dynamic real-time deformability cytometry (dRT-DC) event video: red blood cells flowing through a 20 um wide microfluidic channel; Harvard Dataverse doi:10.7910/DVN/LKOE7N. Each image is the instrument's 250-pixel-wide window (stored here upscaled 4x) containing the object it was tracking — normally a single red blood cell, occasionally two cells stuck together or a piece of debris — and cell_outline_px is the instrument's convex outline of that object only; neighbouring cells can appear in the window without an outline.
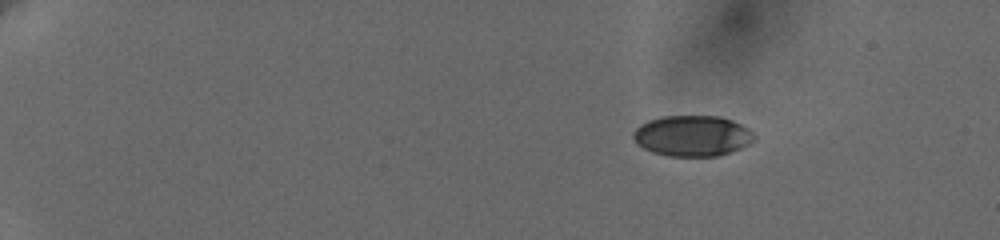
{"species": "human", "species_latin": "Homo sapiens", "temperature_condition": "cold", "stored_images_in_passage": 50, "camera_frame_rate_fps": 3000, "um_per_image_px": 0.085, "donor": {"sex": "female"}, "frame": {"image": 1, "passage_image": 1, "time_ms": 0.0, "image_size_px": [1000, 240], "cell_outline_px": [[756, 140], [740, 148], [720, 156], [668, 156], [652, 152], [636, 144], [632, 136], [632, 132], [640, 124], [648, 120], [664, 116], [720, 116], [732, 120], [748, 128], [756, 136]], "centroid_in_image_um": [58.84, 11.55], "position_along_channel_um": 26.2, "area_um2": 28.96}}
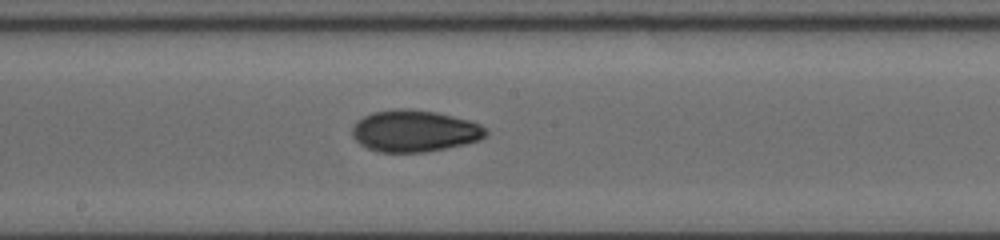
{"frame": {"image": 2, "passage_image": 27, "time_ms": 8.667, "image_size_px": [1000, 240], "cell_outline_px": [[488, 132], [480, 140], [464, 144], [424, 152], [380, 152], [368, 148], [360, 144], [352, 136], [352, 128], [356, 120], [372, 112], [396, 108], [408, 108], [436, 112], [468, 120], [480, 124]], "centroid_in_image_um": [35.2, 11.12], "position_along_channel_um": 213.0, "area_um2": 32.43}}
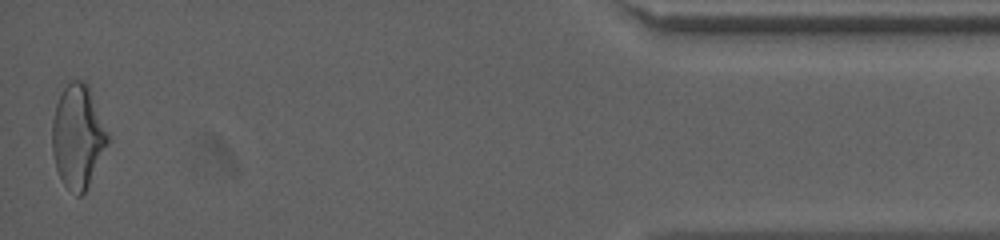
{"frame": {"image": 3, "passage_image": 50, "time_ms": 16.333, "image_size_px": [1000, 240], "cell_outline_px": [[112, 140], [84, 192], [80, 196], [76, 196], [64, 184], [56, 168], [52, 152], [52, 124], [56, 104], [64, 88], [72, 80], [84, 80], [88, 84]], "centroid_in_image_um": [6.65, 11.59], "position_along_channel_um": 428.5, "area_um2": 33.7}, "authors_computed_cell_mechanics": {"area_um2": 31.1542, "velocity_mm_per_s": 3.6459, "shape_relaxation_time_tau1_ms": 5.7504, "shape_relaxation_time_tau2_ms": 3.7127, "deformation_change_tau1": 0.1521, "deformation_change_tau2": 0.0801}}